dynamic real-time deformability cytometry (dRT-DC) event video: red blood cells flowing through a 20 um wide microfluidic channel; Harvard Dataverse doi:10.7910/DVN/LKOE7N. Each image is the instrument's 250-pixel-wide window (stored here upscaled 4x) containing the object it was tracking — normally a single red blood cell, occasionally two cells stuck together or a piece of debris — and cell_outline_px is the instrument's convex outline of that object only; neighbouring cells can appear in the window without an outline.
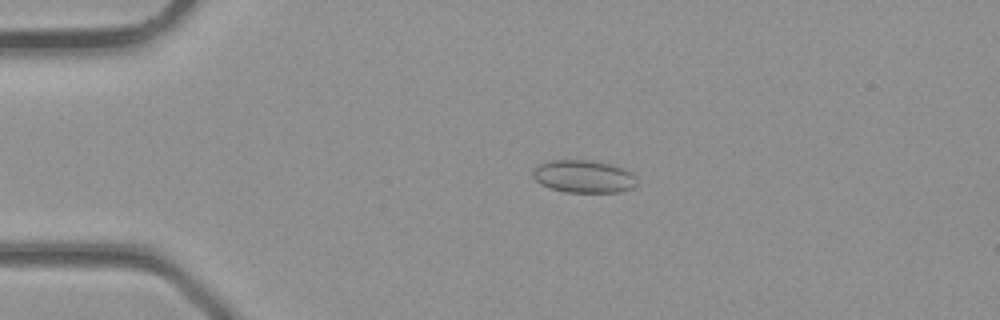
{"species": "common noctule bat (a hibernating species)", "species_latin": "Nyctalus noctula", "temperature_condition": "room temperature", "stored_images_in_passage": 3, "camera_frame_rate_fps": 3000, "um_per_image_px": 0.085, "animal": {"sex": "male", "body_mass_g": 23.1, "forearm_length_mm": 52.7}, "frame": {"image": 1, "passage_image": 3, "time_ms": 0.667, "image_size_px": [1000, 320], "cell_outline_px": [[636, 184], [632, 188], [620, 192], [564, 192], [540, 184], [532, 176], [532, 168], [548, 160], [592, 160], [624, 168], [636, 180]], "centroid_in_image_um": [49.55, 14.99], "position_along_channel_um": 35.4, "area_um2": 19.71}}